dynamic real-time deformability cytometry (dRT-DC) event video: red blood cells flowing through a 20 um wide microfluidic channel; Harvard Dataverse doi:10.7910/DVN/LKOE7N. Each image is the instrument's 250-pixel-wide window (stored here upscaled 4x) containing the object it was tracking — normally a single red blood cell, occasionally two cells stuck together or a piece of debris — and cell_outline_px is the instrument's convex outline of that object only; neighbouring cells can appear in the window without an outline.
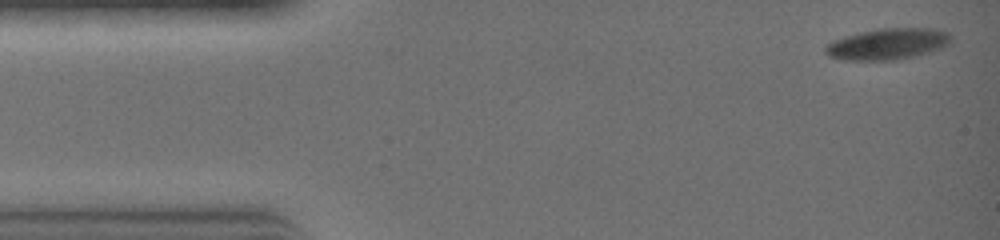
{"species": "common noctule bat (a hibernating species)", "species_latin": "Nyctalus noctula", "temperature_condition": "warm", "stored_images_in_passage": 31, "camera_frame_rate_fps": 3000, "um_per_image_px": 0.085, "animal": {"sex": "female", "body_mass_g": 19.0, "forearm_length_mm": 51.5}, "frame": {"image": 1, "passage_image": 1, "time_ms": 0.0, "image_size_px": [1000, 240], "cell_outline_px": [[948, 40], [944, 44], [936, 48], [912, 56], [892, 60], [848, 60], [828, 56], [824, 52], [828, 44], [844, 36], [860, 32], [884, 28], [928, 28], [948, 32]], "centroid_in_image_um": [75.34, 3.73], "position_along_channel_um": 9.7, "area_um2": 21.91}}
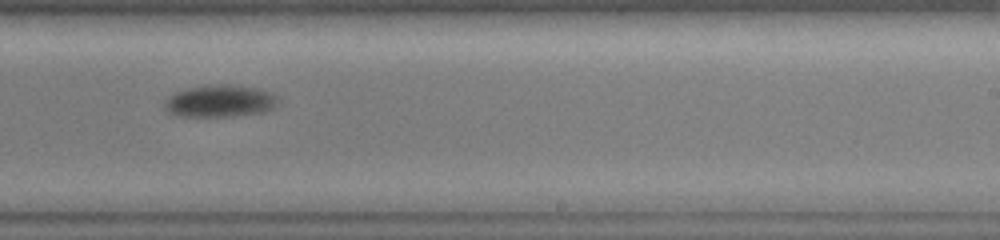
{"frame": {"image": 2, "passage_image": 19, "time_ms": 6.0, "image_size_px": [1000, 240], "cell_outline_px": [[276, 104], [272, 108], [264, 112], [232, 116], [180, 116], [168, 112], [164, 108], [164, 104], [168, 96], [172, 92], [188, 88], [208, 84], [232, 84], [260, 88], [272, 92], [276, 96]], "centroid_in_image_um": [18.67, 8.57], "position_along_channel_um": 270.3, "area_um2": 21.5}}
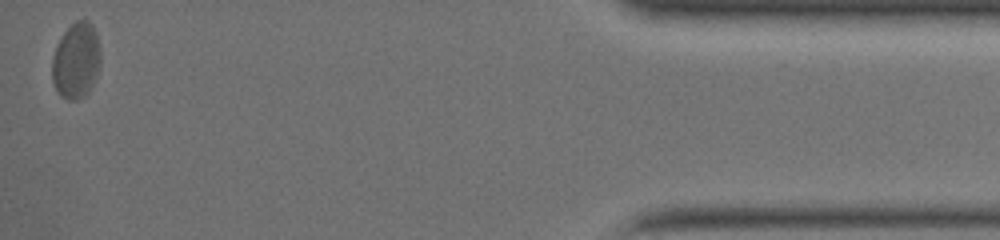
{"frame": {"image": 3, "passage_image": 31, "time_ms": 10.0, "image_size_px": [1000, 240], "cell_outline_px": [[100, 64], [92, 88], [84, 96], [76, 100], [68, 100], [60, 96], [52, 80], [52, 60], [56, 48], [64, 32], [76, 20], [88, 20], [92, 24], [96, 32], [100, 48]], "centroid_in_image_um": [6.49, 5.17], "position_along_channel_um": 428.7, "area_um2": 21.44}}